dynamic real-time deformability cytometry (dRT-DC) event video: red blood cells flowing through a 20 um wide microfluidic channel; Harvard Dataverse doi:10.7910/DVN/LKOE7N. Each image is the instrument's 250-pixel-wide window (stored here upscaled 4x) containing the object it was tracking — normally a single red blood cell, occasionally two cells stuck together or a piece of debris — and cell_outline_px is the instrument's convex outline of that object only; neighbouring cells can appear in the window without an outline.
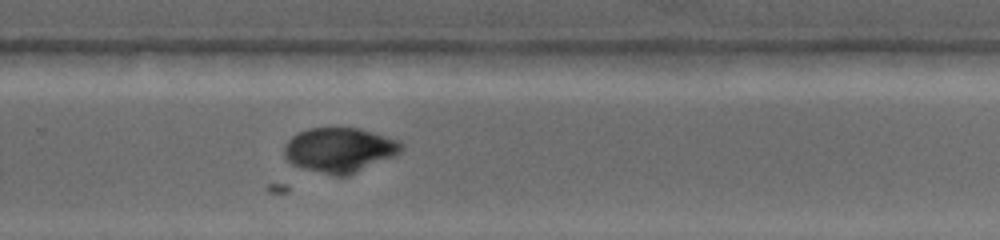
{"species": "common noctule bat (a hibernating species)", "species_latin": "Nyctalus noctula", "temperature_condition": "warm", "stored_images_in_passage": 53, "camera_frame_rate_fps": 4500, "um_per_image_px": 0.085, "animal": {"sex": "female", "body_mass_g": 19.0, "forearm_length_mm": 53.3}, "frame": {"image": 1, "passage_image": 30, "time_ms": 6.444, "image_size_px": [1000, 240], "cell_outline_px": [[404, 148], [396, 156], [348, 176], [332, 176], [304, 168], [292, 164], [284, 156], [284, 144], [292, 136], [308, 128], [360, 128], [400, 140], [404, 144]], "centroid_in_image_um": [28.9, 12.75], "position_along_channel_um": 300.9, "area_um2": 30.87}}
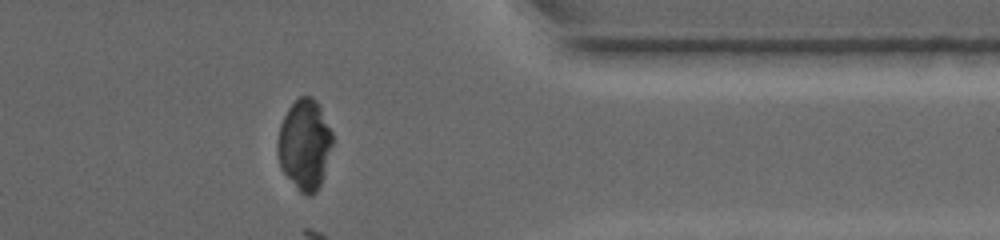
{"frame": {"image": 2, "passage_image": 50, "time_ms": 9.111, "image_size_px": [1000, 240], "cell_outline_px": [[332, 144], [324, 176], [316, 192], [308, 196], [300, 192], [296, 188], [280, 168], [276, 152], [276, 140], [280, 124], [288, 108], [300, 96], [312, 96], [316, 100], [332, 132]], "centroid_in_image_um": [25.86, 12.3], "position_along_channel_um": 385.5, "area_um2": 29.07}}